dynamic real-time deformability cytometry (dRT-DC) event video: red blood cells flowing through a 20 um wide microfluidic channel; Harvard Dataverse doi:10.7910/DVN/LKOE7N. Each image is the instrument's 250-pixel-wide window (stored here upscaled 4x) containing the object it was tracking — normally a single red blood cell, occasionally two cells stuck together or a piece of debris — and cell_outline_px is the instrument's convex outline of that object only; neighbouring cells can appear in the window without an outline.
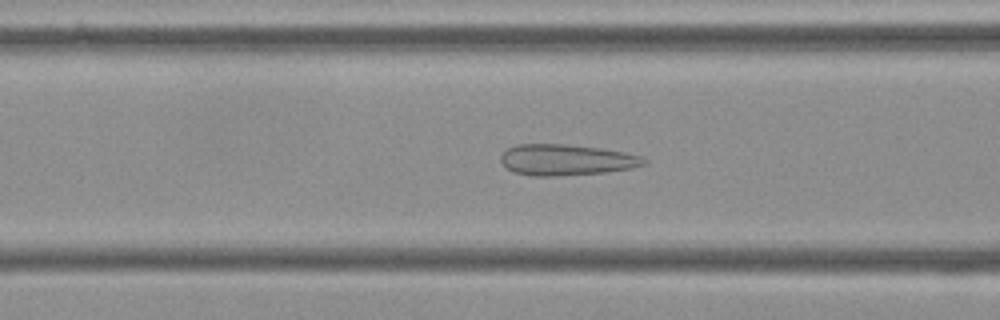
{"species": "Egyptian fruit bat (a non-hibernating species)", "species_latin": "Rousettus aegyptiacus", "temperature_condition": "cold", "stored_images_in_passage": 41, "camera_frame_rate_fps": 3000, "um_per_image_px": 0.085, "frame": {"image": 1, "passage_image": 7, "time_ms": 2.0, "image_size_px": [1000, 320], "cell_outline_px": [[648, 160], [644, 164], [632, 168], [604, 172], [556, 176], [532, 176], [512, 172], [500, 160], [500, 156], [508, 148], [516, 144], [564, 144], [600, 148], [624, 152], [640, 156]], "centroid_in_image_um": [48.11, 13.59], "position_along_channel_um": 118.5, "area_um2": 25.78}}
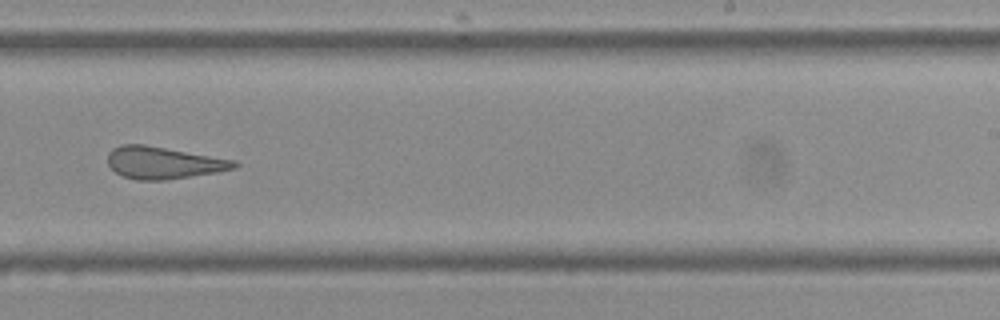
{"frame": {"image": 2, "passage_image": 20, "time_ms": 6.333, "image_size_px": [1000, 320], "cell_outline_px": [[240, 164], [236, 168], [220, 172], [164, 180], [136, 180], [124, 176], [116, 172], [108, 164], [108, 152], [112, 148], [120, 144], [144, 144], [236, 160]], "centroid_in_image_um": [13.92, 13.83], "position_along_channel_um": 275.1, "area_um2": 23.81}}
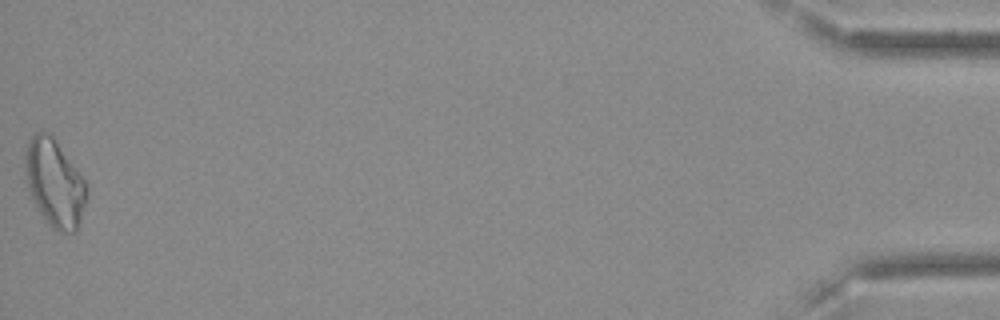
{"frame": {"image": 3, "passage_image": 41, "time_ms": 13.333, "image_size_px": [1000, 320], "cell_outline_px": [[88, 196], [76, 232], [56, 232], [44, 220], [32, 196], [28, 184], [24, 156], [24, 152], [32, 136], [36, 132], [52, 132], [84, 180], [88, 188]], "centroid_in_image_um": [4.67, 15.55], "position_along_channel_um": 430.5, "area_um2": 31.27}, "authors_computed_cell_mechanics": {"area_um2": 25.143, "velocity_mm_per_s": 3.6147, "shape_relaxation_time_tau1_ms": null, "shape_relaxation_time_tau2_ms": 1.9011, "deformation_change_tau1": null, "deformation_change_tau2": 0.0927}}